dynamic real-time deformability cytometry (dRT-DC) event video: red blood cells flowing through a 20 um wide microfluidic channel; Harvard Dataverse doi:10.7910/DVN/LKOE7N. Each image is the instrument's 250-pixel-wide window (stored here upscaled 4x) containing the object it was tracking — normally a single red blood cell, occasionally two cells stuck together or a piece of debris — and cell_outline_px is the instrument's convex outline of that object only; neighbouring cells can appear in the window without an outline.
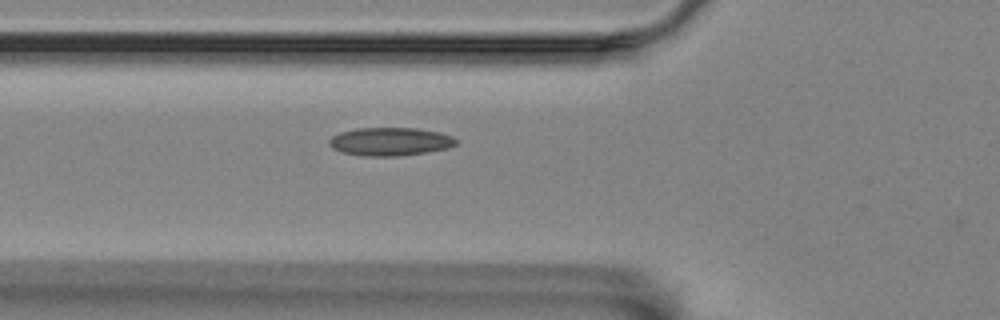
{"species": "Egyptian fruit bat (a non-hibernating species)", "species_latin": "Rousettus aegyptiacus", "temperature_condition": "room temperature", "stored_images_in_passage": 3, "camera_frame_rate_fps": 3000, "um_per_image_px": 0.085, "animal": {"sex": "female"}, "frame": {"image": 1, "passage_image": 3, "time_ms": 0.667, "image_size_px": [1000, 320], "cell_outline_px": [[456, 144], [448, 148], [428, 152], [396, 156], [364, 156], [344, 152], [332, 148], [328, 144], [328, 140], [332, 136], [340, 132], [356, 128], [416, 128], [440, 132], [452, 136], [456, 140]], "centroid_in_image_um": [33.15, 12.03], "position_along_channel_um": 92.6, "area_um2": 20.87}}